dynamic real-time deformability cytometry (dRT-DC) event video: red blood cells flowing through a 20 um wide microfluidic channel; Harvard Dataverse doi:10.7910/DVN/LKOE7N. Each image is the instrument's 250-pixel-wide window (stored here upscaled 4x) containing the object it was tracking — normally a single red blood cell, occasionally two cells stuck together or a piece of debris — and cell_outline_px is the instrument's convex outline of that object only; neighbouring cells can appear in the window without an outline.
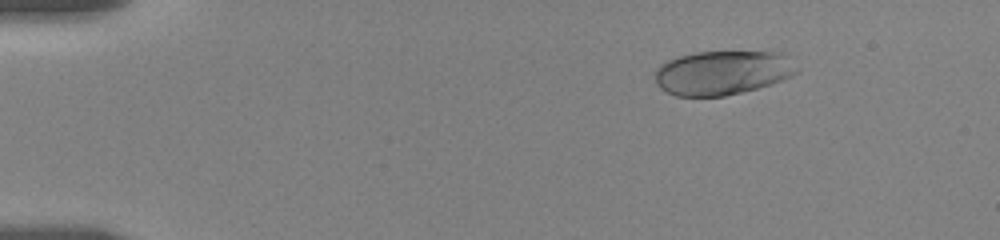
{"species": "human", "species_latin": "Homo sapiens", "temperature_condition": "room temperature", "stored_images_in_passage": 30, "camera_frame_rate_fps": 3000, "um_per_image_px": 0.085, "donor": {"sex": "female"}, "frame": {"image": 1, "passage_image": 1, "time_ms": 0.0, "image_size_px": [1000, 240], "cell_outline_px": [[800, 72], [792, 76], [756, 88], [724, 96], [676, 96], [660, 88], [656, 84], [656, 68], [660, 64], [668, 60], [680, 56], [696, 52], [780, 52], [800, 68]], "centroid_in_image_um": [61.41, 6.18], "position_along_channel_um": 23.6, "area_um2": 36.3}}
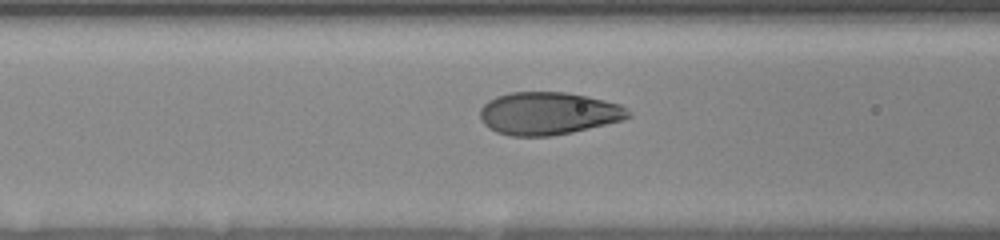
{"frame": {"image": 2, "passage_image": 21, "time_ms": 5.333, "image_size_px": [1000, 240], "cell_outline_px": [[632, 116], [624, 120], [572, 132], [552, 136], [512, 136], [496, 132], [488, 128], [480, 120], [480, 108], [488, 100], [496, 96], [508, 92], [564, 92], [588, 96], [620, 104], [632, 112]], "centroid_in_image_um": [46.6, 9.64], "position_along_channel_um": 120.0, "area_um2": 37.17}}
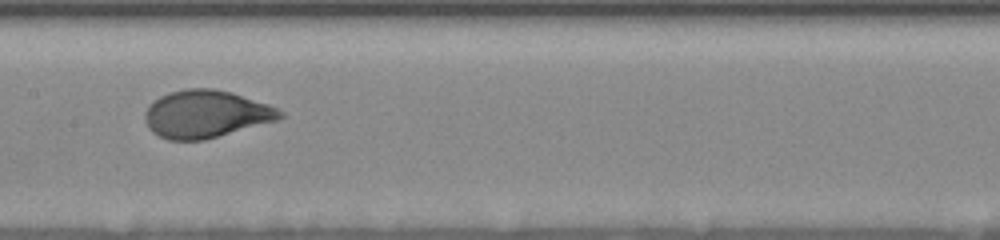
{"frame": {"image": 3, "passage_image": 29, "time_ms": 7.333, "image_size_px": [1000, 240], "cell_outline_px": [[284, 116], [280, 120], [204, 140], [168, 140], [152, 132], [148, 128], [144, 120], [144, 112], [148, 104], [160, 96], [168, 92], [184, 88], [212, 88], [232, 92], [268, 104], [284, 112]], "centroid_in_image_um": [17.49, 9.69], "position_along_channel_um": 189.9, "area_um2": 37.86}}